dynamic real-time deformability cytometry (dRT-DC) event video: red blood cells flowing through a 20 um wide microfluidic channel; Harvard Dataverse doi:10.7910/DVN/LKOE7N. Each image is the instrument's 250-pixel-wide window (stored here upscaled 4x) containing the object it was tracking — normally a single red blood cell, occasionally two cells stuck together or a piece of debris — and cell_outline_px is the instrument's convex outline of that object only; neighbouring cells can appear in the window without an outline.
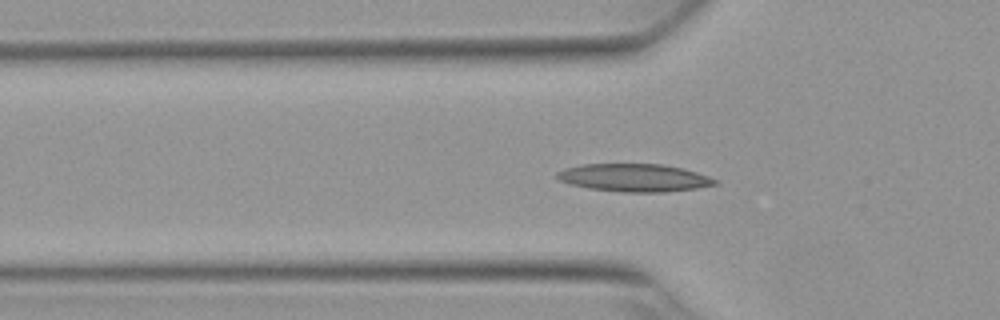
{"species": "Egyptian fruit bat (a non-hibernating species)", "species_latin": "Rousettus aegyptiacus", "temperature_condition": "warm", "stored_images_in_passage": 47, "camera_frame_rate_fps": 3000, "um_per_image_px": 0.085, "animal": {"sex": "female"}, "frame": {"image": 1, "passage_image": 18, "time_ms": 5.667, "image_size_px": [1000, 320], "cell_outline_px": [[720, 184], [696, 188], [664, 192], [624, 192], [588, 188], [572, 184], [560, 180], [556, 176], [556, 172], [564, 168], [584, 164], [664, 164], [696, 172], [708, 176], [716, 180]], "centroid_in_image_um": [53.91, 15.1], "position_along_channel_um": 71.9, "area_um2": 25.43}}
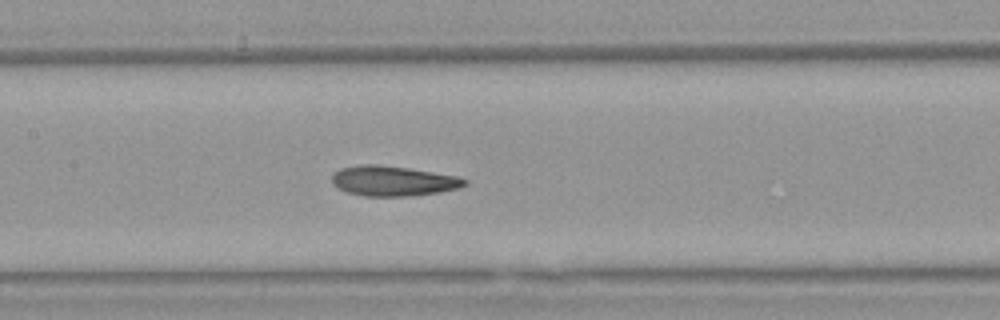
{"frame": {"image": 2, "passage_image": 26, "time_ms": 8.333, "image_size_px": [1000, 320], "cell_outline_px": [[468, 184], [460, 188], [440, 192], [408, 196], [364, 196], [348, 192], [332, 184], [332, 176], [340, 168], [364, 164], [376, 164], [408, 168], [456, 176], [468, 180]], "centroid_in_image_um": [33.43, 15.38], "position_along_channel_um": 174.0, "area_um2": 23.12}}
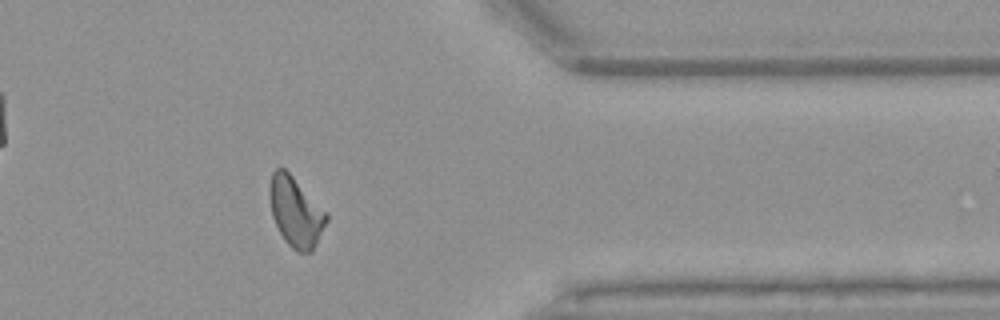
{"frame": {"image": 3, "passage_image": 44, "time_ms": 14.333, "image_size_px": [1000, 320], "cell_outline_px": [[328, 220], [312, 252], [296, 252], [284, 240], [272, 216], [268, 196], [268, 188], [272, 172], [276, 168], [284, 168], [328, 212]], "centroid_in_image_um": [25.13, 18.01], "position_along_channel_um": 386.3, "area_um2": 23.24}}